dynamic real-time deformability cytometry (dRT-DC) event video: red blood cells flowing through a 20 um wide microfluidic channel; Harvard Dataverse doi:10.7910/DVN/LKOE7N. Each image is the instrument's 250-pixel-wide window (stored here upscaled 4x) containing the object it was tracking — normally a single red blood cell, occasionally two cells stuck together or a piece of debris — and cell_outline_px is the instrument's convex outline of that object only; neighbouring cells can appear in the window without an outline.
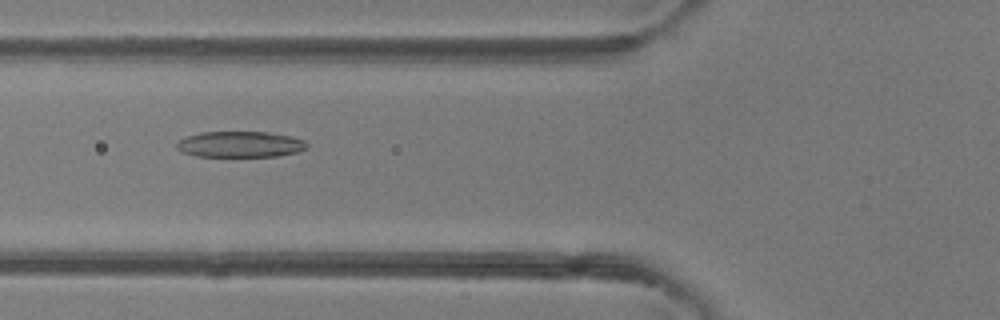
{"species": "common noctule bat (a hibernating species)", "species_latin": "Nyctalus noctula", "temperature_condition": "room temperature", "stored_images_in_passage": 49, "camera_frame_rate_fps": 3000, "um_per_image_px": 0.085, "animal": {"sex": "female"}, "frame": {"image": 1, "passage_image": 19, "time_ms": 6.0, "image_size_px": [1000, 320], "cell_outline_px": [[308, 148], [296, 152], [276, 156], [196, 156], [180, 152], [176, 148], [176, 144], [180, 140], [188, 136], [200, 132], [268, 132], [292, 136], [304, 140], [308, 144]], "centroid_in_image_um": [20.41, 12.26], "position_along_channel_um": 105.4, "area_um2": 19.71}}
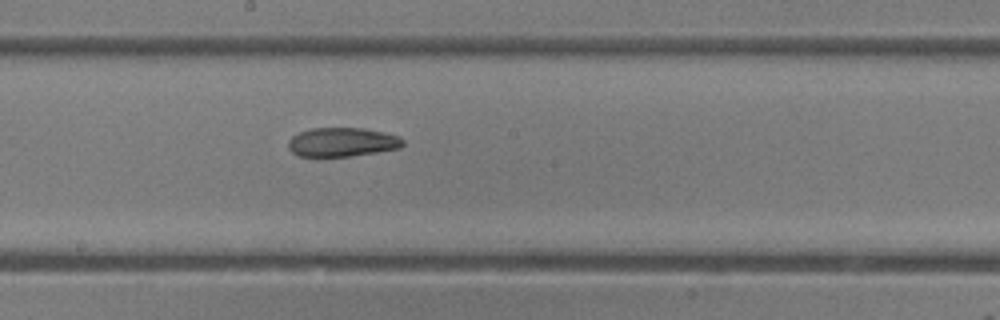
{"frame": {"image": 2, "passage_image": 27, "time_ms": 8.667, "image_size_px": [1000, 320], "cell_outline_px": [[404, 144], [400, 148], [352, 156], [296, 156], [288, 148], [288, 140], [292, 136], [300, 132], [312, 128], [364, 128], [384, 132], [396, 136], [404, 140]], "centroid_in_image_um": [29.06, 12.08], "position_along_channel_um": 219.1, "area_um2": 19.36}}
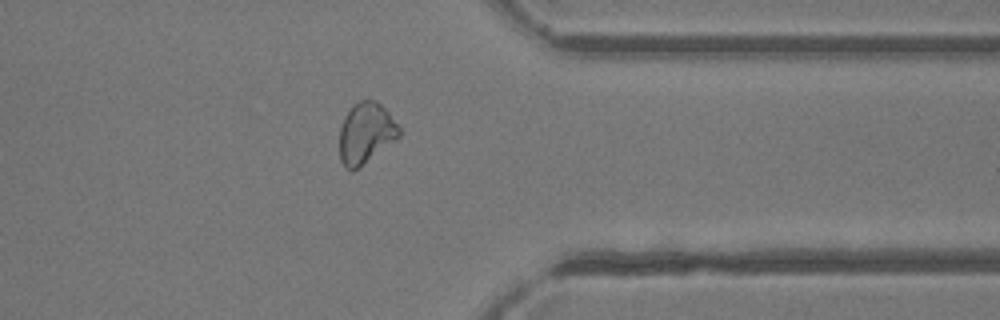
{"frame": {"image": 3, "passage_image": 39, "time_ms": 12.667, "image_size_px": [1000, 320], "cell_outline_px": [[400, 136], [352, 172], [340, 160], [340, 128], [344, 116], [352, 104], [360, 100], [376, 100], [388, 112], [400, 128]], "centroid_in_image_um": [31.08, 11.28], "position_along_channel_um": 380.3, "area_um2": 20.87}, "authors_computed_cell_mechanics": {"area_um2": 21.7906, "velocity_mm_per_s": 4.2474, "shape_relaxation_time_tau1_ms": null, "shape_relaxation_time_tau2_ms": 1.4817, "deformation_change_tau1": null, "deformation_change_tau2": 0.0641}}